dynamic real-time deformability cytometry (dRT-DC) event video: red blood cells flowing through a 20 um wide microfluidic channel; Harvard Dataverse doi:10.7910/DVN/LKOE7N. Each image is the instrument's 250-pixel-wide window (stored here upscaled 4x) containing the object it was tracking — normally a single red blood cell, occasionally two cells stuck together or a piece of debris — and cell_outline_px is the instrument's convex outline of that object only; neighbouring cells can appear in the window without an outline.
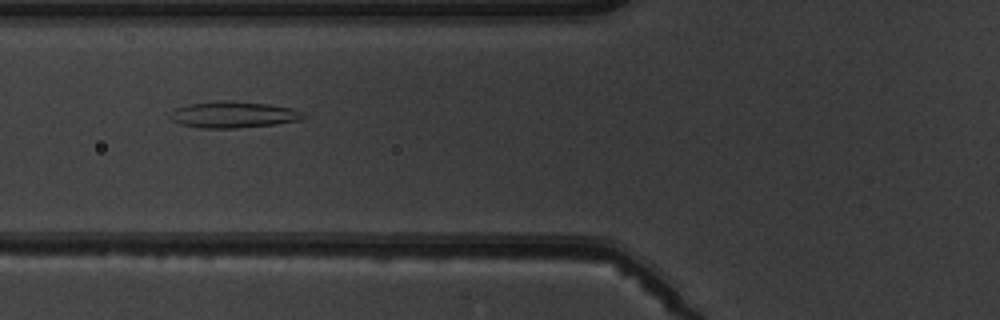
{"species": "common noctule bat (a hibernating species)", "species_latin": "Nyctalus noctula", "temperature_condition": "warm", "stored_images_in_passage": 8, "camera_frame_rate_fps": 3000, "um_per_image_px": 0.085, "animal": {"sex": "male", "body_mass_g": 19.5, "forearm_length_mm": 54.6}, "frame": {"image": 1, "passage_image": 5, "time_ms": 4.667, "image_size_px": [1000, 320], "cell_outline_px": [[308, 116], [300, 120], [276, 124], [236, 128], [200, 128], [180, 124], [172, 120], [168, 116], [176, 108], [188, 104], [220, 100], [268, 104], [292, 108], [304, 112]], "centroid_in_image_um": [19.85, 9.75], "position_along_channel_um": 105.9, "area_um2": 20.52}}
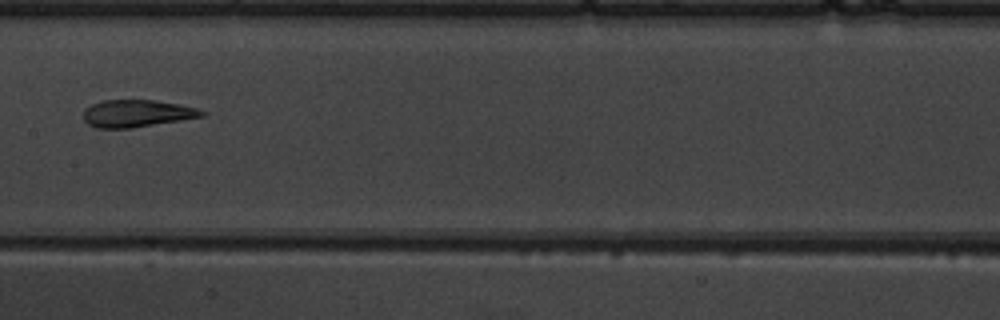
{"frame": {"image": 2, "passage_image": 7, "time_ms": 7.0, "image_size_px": [1000, 320], "cell_outline_px": [[204, 116], [132, 128], [96, 128], [88, 124], [84, 120], [84, 108], [92, 104], [104, 100], [152, 100], [180, 104], [196, 108], [204, 112]], "centroid_in_image_um": [11.59, 9.64], "position_along_channel_um": 195.8, "area_um2": 18.67}}
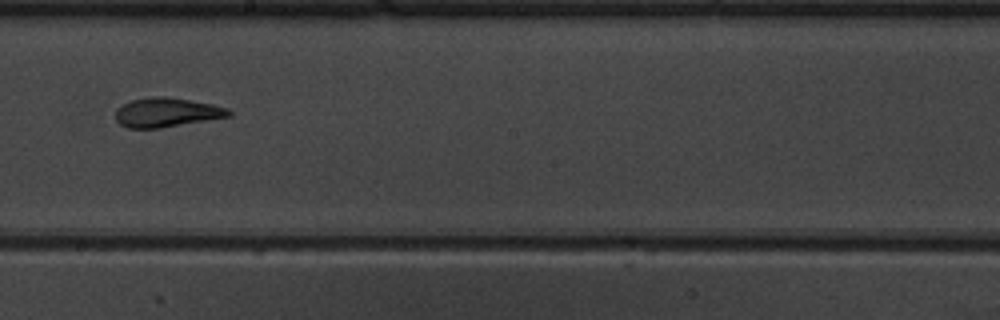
{"frame": {"image": 3, "passage_image": 8, "time_ms": 8.0, "image_size_px": [1000, 320], "cell_outline_px": [[232, 116], [160, 128], [128, 128], [120, 124], [116, 120], [116, 108], [120, 104], [132, 100], [152, 96], [164, 96], [212, 104], [228, 108], [232, 112]], "centroid_in_image_um": [14.15, 9.55], "position_along_channel_um": 234.0, "area_um2": 19.36}}